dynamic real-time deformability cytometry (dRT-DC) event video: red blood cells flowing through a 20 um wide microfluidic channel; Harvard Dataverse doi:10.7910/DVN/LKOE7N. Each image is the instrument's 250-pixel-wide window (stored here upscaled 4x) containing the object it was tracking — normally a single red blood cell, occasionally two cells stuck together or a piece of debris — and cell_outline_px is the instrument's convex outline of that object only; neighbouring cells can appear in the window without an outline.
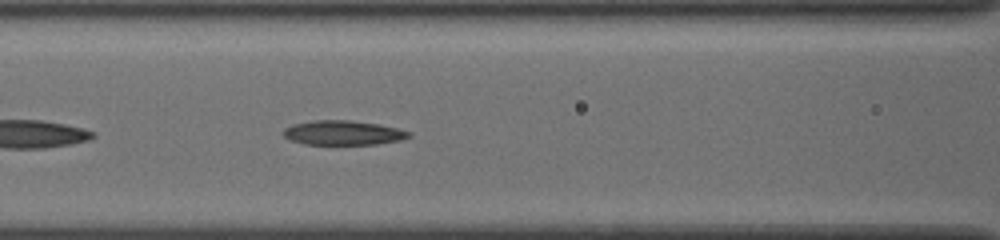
{"species": "common noctule bat (a hibernating species)", "species_latin": "Nyctalus noctula", "temperature_condition": "cold", "stored_images_in_passage": 36, "camera_frame_rate_fps": 3000, "um_per_image_px": 0.085, "animal": {"sex": "female", "body_mass_g": 19.5, "forearm_length_mm": 54.1}, "frame": {"image": 1, "passage_image": 7, "time_ms": 2.0, "image_size_px": [1000, 240], "cell_outline_px": [[412, 136], [400, 140], [376, 144], [304, 144], [292, 140], [284, 136], [280, 132], [284, 128], [292, 124], [312, 120], [348, 120], [380, 124], [412, 132]], "centroid_in_image_um": [29.15, 11.28], "position_along_channel_um": 137.5, "area_um2": 17.98}}
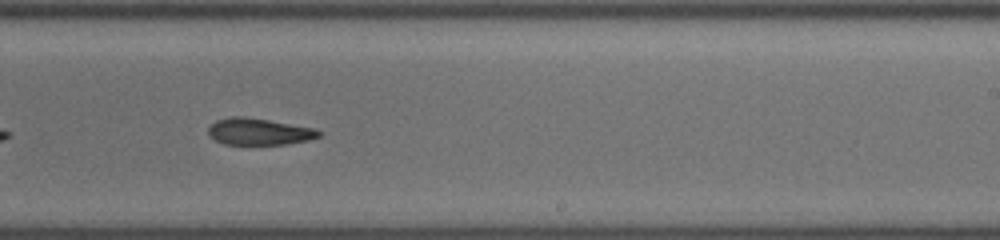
{"frame": {"image": 2, "passage_image": 17, "time_ms": 5.333, "image_size_px": [1000, 240], "cell_outline_px": [[320, 136], [308, 140], [284, 144], [224, 144], [216, 140], [208, 132], [208, 128], [216, 120], [232, 116], [244, 116], [316, 128], [320, 132]], "centroid_in_image_um": [22.02, 11.18], "position_along_channel_um": 267.0, "area_um2": 16.99}}
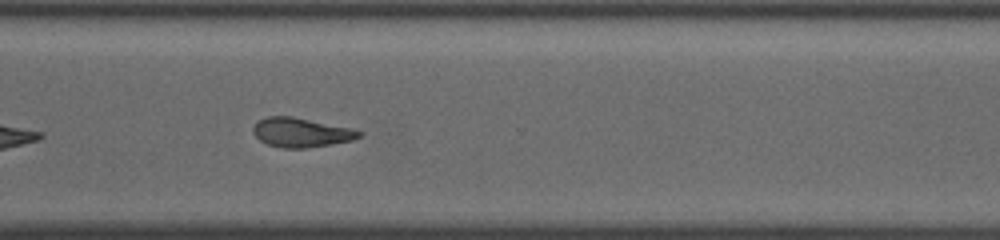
{"frame": {"image": 3, "passage_image": 23, "time_ms": 7.333, "image_size_px": [1000, 240], "cell_outline_px": [[364, 132], [360, 136], [352, 140], [332, 144], [308, 148], [284, 148], [268, 144], [260, 140], [252, 132], [252, 128], [260, 120], [268, 116], [292, 116], [352, 128]], "centroid_in_image_um": [25.62, 11.26], "position_along_channel_um": 345.0, "area_um2": 18.03}}